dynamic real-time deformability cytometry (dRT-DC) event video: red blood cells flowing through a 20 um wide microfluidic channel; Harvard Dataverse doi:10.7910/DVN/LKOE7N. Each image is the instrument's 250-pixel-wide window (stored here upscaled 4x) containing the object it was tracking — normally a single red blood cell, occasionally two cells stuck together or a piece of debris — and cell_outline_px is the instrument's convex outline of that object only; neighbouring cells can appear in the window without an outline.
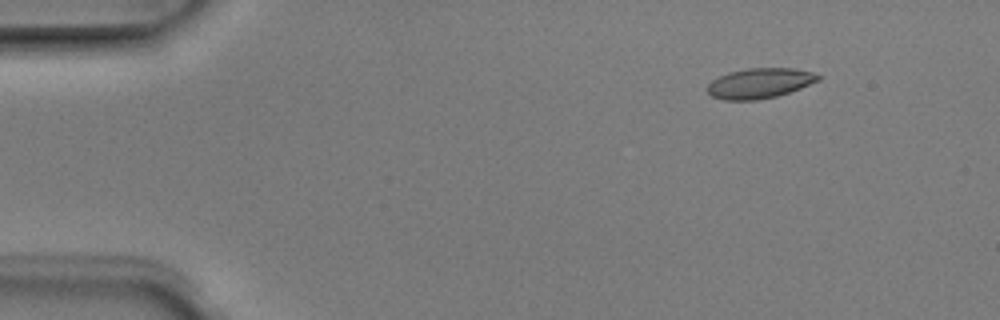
{"species": "Egyptian fruit bat (a non-hibernating species)", "species_latin": "Rousettus aegyptiacus", "temperature_condition": "room temperature", "stored_images_in_passage": 4, "camera_frame_rate_fps": 3000, "um_per_image_px": 0.085, "animal": {"sex": "male"}, "frame": {"image": 1, "passage_image": 2, "time_ms": 0.333, "image_size_px": [1000, 320], "cell_outline_px": [[820, 80], [800, 88], [776, 96], [756, 100], [724, 100], [712, 96], [708, 92], [708, 84], [712, 80], [728, 72], [748, 68], [792, 68], [812, 72], [820, 76]], "centroid_in_image_um": [64.56, 7.07], "position_along_channel_um": 20.4, "area_um2": 19.31}}